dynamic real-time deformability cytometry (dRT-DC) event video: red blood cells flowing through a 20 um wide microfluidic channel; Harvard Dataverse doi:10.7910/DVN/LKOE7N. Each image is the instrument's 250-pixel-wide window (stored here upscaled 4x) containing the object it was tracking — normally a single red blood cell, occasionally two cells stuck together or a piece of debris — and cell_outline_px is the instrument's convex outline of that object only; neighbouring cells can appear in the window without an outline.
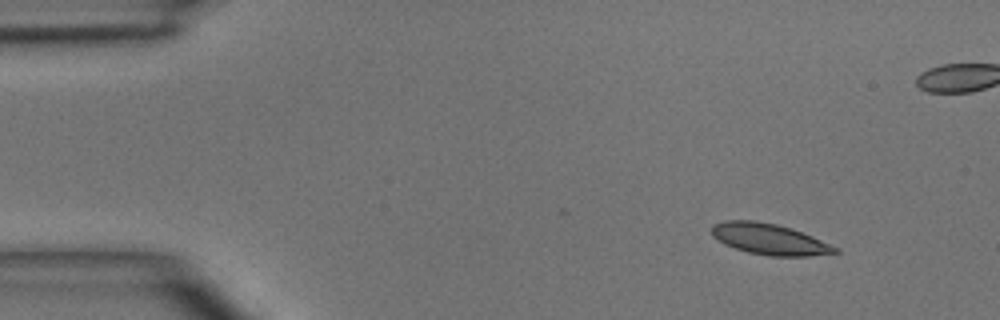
{"species": "common noctule bat (a hibernating species)", "species_latin": "Nyctalus noctula", "temperature_condition": "room temperature", "stored_images_in_passage": 4, "camera_frame_rate_fps": 3000, "um_per_image_px": 0.085, "animal": {"sex": "male", "body_mass_g": 15.6}, "frame": {"image": 1, "passage_image": 1, "time_ms": 0.0, "image_size_px": [1000, 320], "cell_outline_px": [[840, 252], [808, 256], [772, 256], [748, 252], [724, 244], [712, 236], [712, 224], [724, 220], [752, 220], [776, 224], [812, 236], [840, 248]], "centroid_in_image_um": [65.39, 20.33], "position_along_channel_um": 19.6, "area_um2": 22.14}}